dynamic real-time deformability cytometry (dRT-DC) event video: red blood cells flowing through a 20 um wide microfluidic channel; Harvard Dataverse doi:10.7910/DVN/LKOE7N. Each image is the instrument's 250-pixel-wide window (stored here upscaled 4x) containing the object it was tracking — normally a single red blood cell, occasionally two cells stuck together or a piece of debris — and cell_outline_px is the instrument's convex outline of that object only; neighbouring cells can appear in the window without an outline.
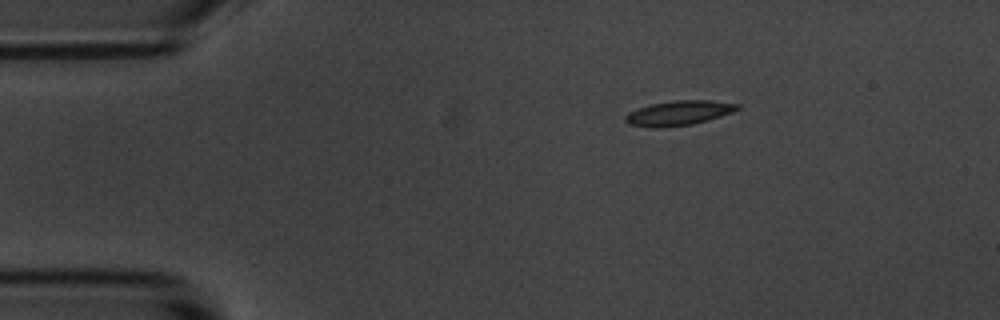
{"species": "common noctule bat (a hibernating species)", "species_latin": "Nyctalus noctula", "temperature_condition": "room temperature", "stored_images_in_passage": 3, "camera_frame_rate_fps": 3000, "um_per_image_px": 0.085, "animal": {"sex": "male", "body_mass_g": 20.1, "forearm_length_mm": 53.5}, "frame": {"image": 1, "passage_image": 1, "time_ms": 0.0, "image_size_px": [1000, 320], "cell_outline_px": [[740, 108], [732, 112], [708, 120], [692, 124], [656, 128], [628, 124], [624, 120], [624, 116], [628, 112], [648, 104], [672, 100], [708, 100], [740, 104]], "centroid_in_image_um": [57.66, 9.59], "position_along_channel_um": 27.3, "area_um2": 16.18}}